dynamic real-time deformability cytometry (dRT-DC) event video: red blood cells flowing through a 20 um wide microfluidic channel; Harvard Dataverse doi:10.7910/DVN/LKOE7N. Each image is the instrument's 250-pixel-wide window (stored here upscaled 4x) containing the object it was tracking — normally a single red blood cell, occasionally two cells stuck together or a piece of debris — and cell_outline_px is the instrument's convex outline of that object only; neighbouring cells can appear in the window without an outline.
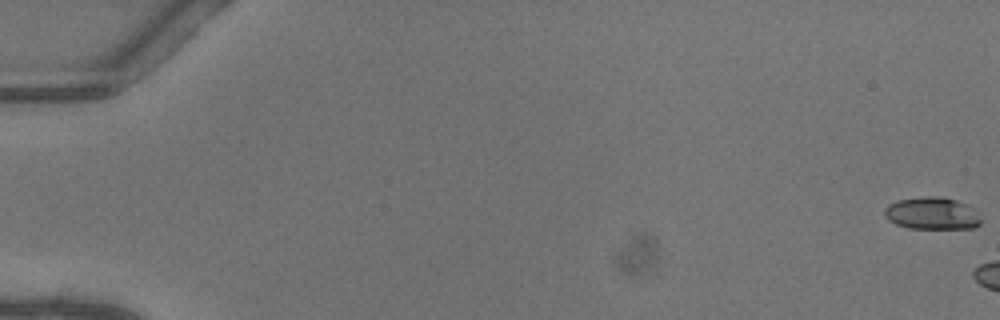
{"species": "common noctule bat (a hibernating species)", "species_latin": "Nyctalus noctula", "temperature_condition": "warm", "stored_images_in_passage": 7, "camera_frame_rate_fps": 3000, "um_per_image_px": 0.085, "animal": {"sex": "female"}, "frame": {"image": 1, "passage_image": 1, "time_ms": 0.0, "image_size_px": [1000, 320], "cell_outline_px": [[980, 224], [976, 228], [908, 228], [896, 224], [888, 220], [884, 216], [884, 208], [888, 204], [896, 200], [920, 196], [944, 196], [968, 204], [972, 208], [980, 220]], "centroid_in_image_um": [79.18, 18.12], "position_along_channel_um": 5.8, "area_um2": 18.32}}